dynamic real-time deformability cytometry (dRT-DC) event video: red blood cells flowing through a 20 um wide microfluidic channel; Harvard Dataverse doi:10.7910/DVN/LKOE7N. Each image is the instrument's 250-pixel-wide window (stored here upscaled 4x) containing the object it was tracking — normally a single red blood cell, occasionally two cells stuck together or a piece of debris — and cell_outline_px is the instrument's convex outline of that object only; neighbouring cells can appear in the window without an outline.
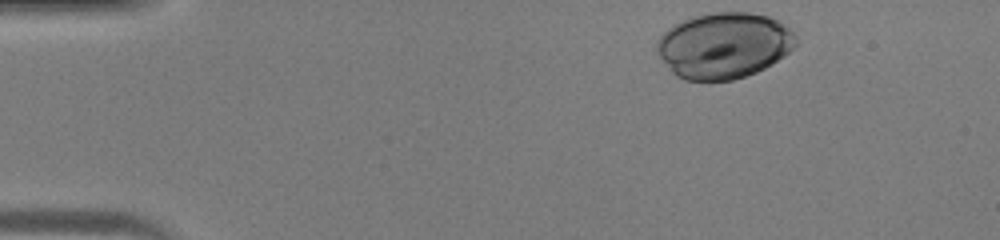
{"species": "human", "species_latin": "Homo sapiens", "temperature_condition": "warm", "stored_images_in_passage": 32, "camera_frame_rate_fps": 3000, "um_per_image_px": 0.085, "donor": {"sex": "male"}, "frame": {"image": 1, "passage_image": 1, "time_ms": 0.0, "image_size_px": [1000, 240], "cell_outline_px": [[796, 44], [784, 56], [764, 68], [756, 72], [732, 80], [684, 80], [676, 76], [672, 72], [660, 56], [656, 48], [656, 44], [660, 36], [668, 28], [692, 16], [712, 12], [748, 12], [768, 16], [784, 24], [796, 36]], "centroid_in_image_um": [61.52, 3.86], "position_along_channel_um": 23.5, "area_um2": 53.06}}
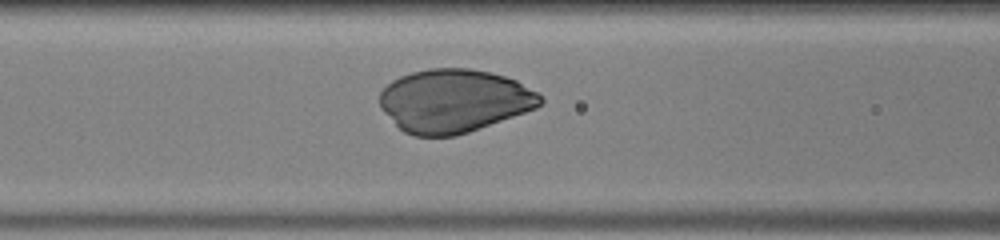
{"frame": {"image": 2, "passage_image": 14, "time_ms": 4.333, "image_size_px": [1000, 240], "cell_outline_px": [[544, 100], [536, 108], [468, 132], [456, 136], [412, 136], [404, 132], [380, 108], [380, 92], [392, 80], [400, 76], [412, 72], [428, 68], [468, 68], [488, 72], [504, 76], [516, 80], [536, 92]], "centroid_in_image_um": [38.57, 8.57], "position_along_channel_um": 128.0, "area_um2": 58.84}}
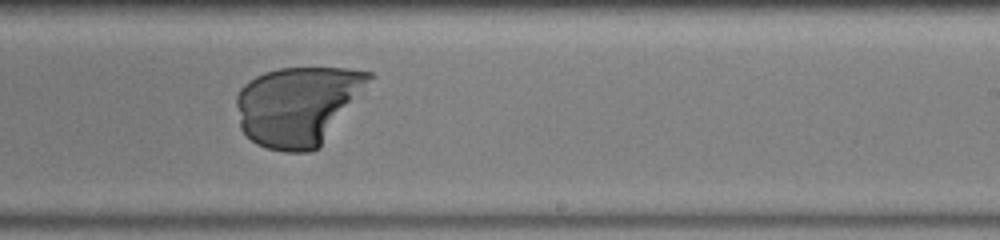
{"frame": {"image": 3, "passage_image": 23, "time_ms": 7.333, "image_size_px": [1000, 240], "cell_outline_px": [[376, 76], [320, 148], [312, 152], [284, 152], [268, 148], [256, 144], [240, 128], [236, 104], [236, 96], [240, 88], [248, 80], [264, 72], [280, 68], [348, 68], [372, 72]], "centroid_in_image_um": [25.35, 8.98], "position_along_channel_um": 263.6, "area_um2": 61.73}}